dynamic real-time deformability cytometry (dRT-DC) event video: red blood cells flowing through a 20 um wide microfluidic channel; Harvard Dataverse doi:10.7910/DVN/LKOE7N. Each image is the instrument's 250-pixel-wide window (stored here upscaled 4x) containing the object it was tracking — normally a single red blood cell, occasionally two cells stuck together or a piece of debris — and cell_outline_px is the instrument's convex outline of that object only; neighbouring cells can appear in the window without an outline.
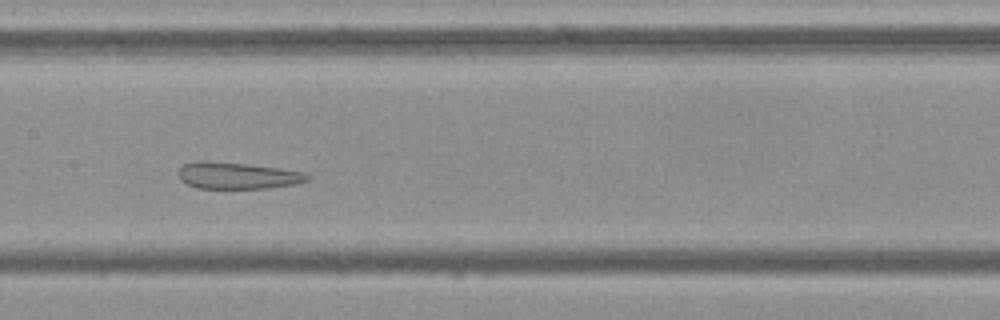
{"species": "Egyptian fruit bat (a non-hibernating species)", "species_latin": "Rousettus aegyptiacus", "temperature_condition": "cold", "stored_images_in_passage": 52, "camera_frame_rate_fps": 3000, "um_per_image_px": 0.085, "frame": {"image": 1, "passage_image": 24, "time_ms": 7.667, "image_size_px": [1000, 320], "cell_outline_px": [[312, 176], [308, 180], [296, 184], [264, 188], [196, 188], [180, 180], [176, 172], [184, 164], [196, 160], [208, 160], [248, 164], [304, 172]], "centroid_in_image_um": [20.13, 14.91], "position_along_channel_um": 187.3, "area_um2": 20.17}}
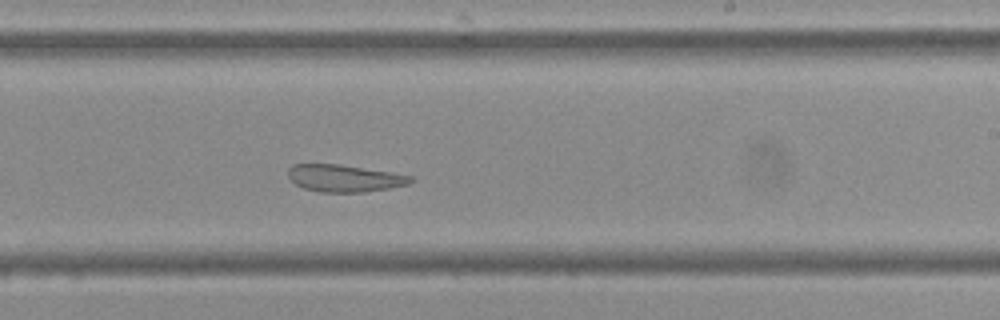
{"frame": {"image": 2, "passage_image": 30, "time_ms": 9.667, "image_size_px": [1000, 320], "cell_outline_px": [[412, 180], [408, 184], [388, 188], [364, 192], [320, 192], [304, 188], [296, 184], [288, 176], [288, 168], [292, 164], [340, 164], [412, 176]], "centroid_in_image_um": [29.23, 15.15], "position_along_channel_um": 259.8, "area_um2": 19.13}}
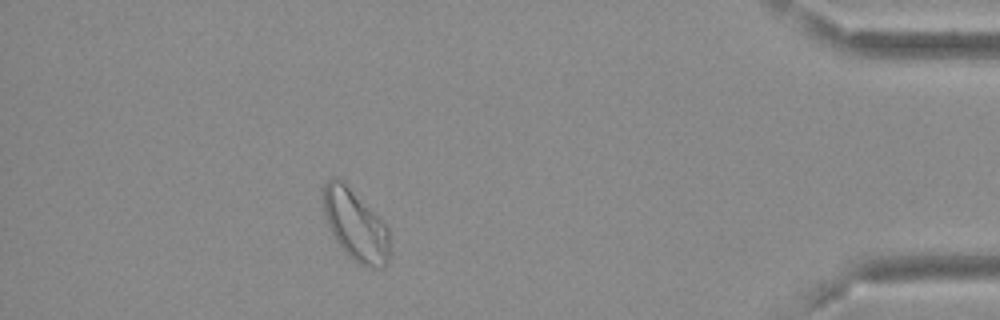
{"frame": {"image": 3, "passage_image": 46, "time_ms": 15.0, "image_size_px": [1000, 320], "cell_outline_px": [[388, 264], [384, 268], [372, 268], [360, 264], [348, 256], [344, 252], [336, 240], [328, 224], [324, 212], [324, 184], [332, 176], [336, 176], [344, 180], [388, 228]], "centroid_in_image_um": [30.2, 19.13], "position_along_channel_um": 405.0, "area_um2": 27.17}, "authors_computed_cell_mechanics": {"area_um2": 25.6343, "velocity_mm_per_s": 3.6396, "shape_relaxation_time_tau1_ms": null, "shape_relaxation_time_tau2_ms": 1.2837, "deformation_change_tau1": null, "deformation_change_tau2": 0.0671}}